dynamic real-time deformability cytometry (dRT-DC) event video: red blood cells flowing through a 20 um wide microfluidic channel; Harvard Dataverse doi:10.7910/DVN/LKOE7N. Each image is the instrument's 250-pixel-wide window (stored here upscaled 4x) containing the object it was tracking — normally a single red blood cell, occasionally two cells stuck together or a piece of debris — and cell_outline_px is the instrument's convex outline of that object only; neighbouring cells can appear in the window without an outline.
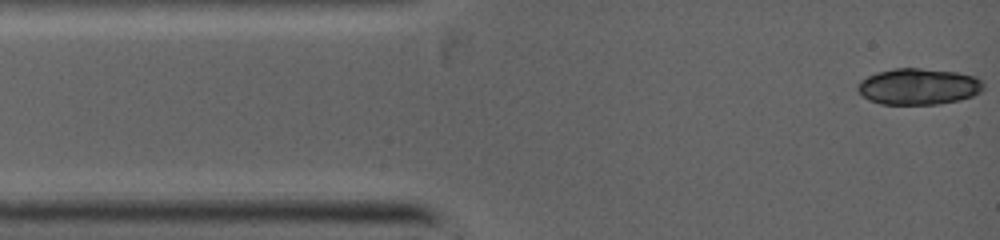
{"species": "common noctule bat (a hibernating species)", "species_latin": "Nyctalus noctula", "temperature_condition": "warm", "stored_images_in_passage": 9, "camera_frame_rate_fps": 5000, "um_per_image_px": 0.085, "animal": {"sex": "female", "body_mass_g": 19.0, "forearm_length_mm": 53.3}, "frame": {"image": 1, "passage_image": 1, "time_ms": 0.0, "image_size_px": [1000, 240], "cell_outline_px": [[984, 88], [980, 92], [972, 96], [960, 100], [936, 104], [880, 104], [868, 100], [856, 88], [856, 84], [860, 80], [876, 72], [896, 68], [920, 68], [956, 72], [976, 76], [984, 80]], "centroid_in_image_um": [78.08, 7.35], "position_along_channel_um": 6.9, "area_um2": 26.82}}